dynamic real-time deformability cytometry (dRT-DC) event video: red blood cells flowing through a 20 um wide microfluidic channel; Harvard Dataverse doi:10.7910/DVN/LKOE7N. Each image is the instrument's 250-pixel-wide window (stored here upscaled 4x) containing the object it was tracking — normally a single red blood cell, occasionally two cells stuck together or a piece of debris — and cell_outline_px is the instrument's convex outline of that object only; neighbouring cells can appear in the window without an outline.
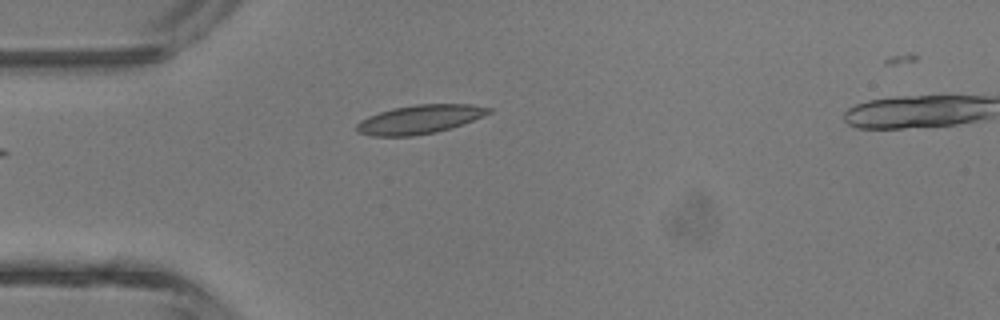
{"species": "common noctule bat (a hibernating species)", "species_latin": "Nyctalus noctula", "temperature_condition": "room temperature", "stored_images_in_passage": 4, "camera_frame_rate_fps": 3000, "um_per_image_px": 0.085, "animal": {"sex": "male", "body_mass_g": 13.3}, "frame": {"image": 1, "passage_image": 4, "time_ms": 3.333, "image_size_px": [1000, 320], "cell_outline_px": [[492, 112], [484, 116], [452, 128], [436, 132], [412, 136], [372, 136], [356, 132], [356, 124], [360, 120], [368, 116], [392, 108], [416, 104], [472, 104], [492, 108]], "centroid_in_image_um": [35.68, 10.14], "position_along_channel_um": 49.3, "area_um2": 22.31}}